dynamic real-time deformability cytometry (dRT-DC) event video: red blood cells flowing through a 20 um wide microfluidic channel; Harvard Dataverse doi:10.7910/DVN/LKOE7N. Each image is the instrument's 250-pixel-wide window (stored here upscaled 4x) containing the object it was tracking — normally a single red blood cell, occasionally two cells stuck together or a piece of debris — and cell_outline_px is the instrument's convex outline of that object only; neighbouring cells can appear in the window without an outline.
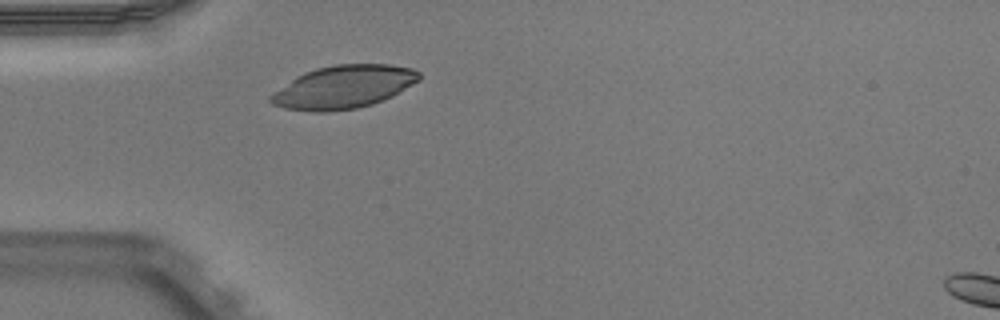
{"species": "Egyptian fruit bat (a non-hibernating species)", "species_latin": "Rousettus aegyptiacus", "temperature_condition": "warm", "stored_images_in_passage": 37, "camera_frame_rate_fps": 3000, "um_per_image_px": 0.085, "animal": {"sex": "male"}, "frame": {"image": 1, "passage_image": 1, "time_ms": 0.0, "image_size_px": [1000, 320], "cell_outline_px": [[420, 80], [392, 96], [384, 100], [372, 104], [356, 108], [328, 112], [312, 112], [284, 108], [272, 104], [268, 100], [268, 96], [296, 76], [304, 72], [316, 68], [336, 64], [388, 64], [412, 68], [420, 72]], "centroid_in_image_um": [29.19, 7.39], "position_along_channel_um": 55.8, "area_um2": 37.34}}
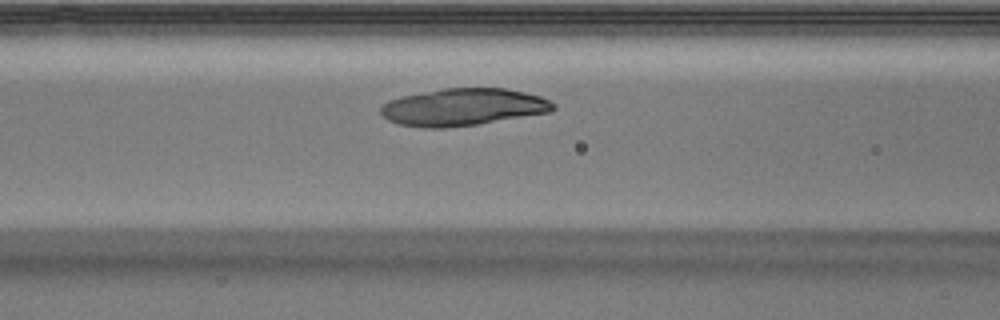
{"frame": {"image": 2, "passage_image": 7, "time_ms": 2.0, "image_size_px": [1000, 320], "cell_outline_px": [[556, 108], [552, 112], [476, 124], [444, 128], [424, 128], [400, 124], [388, 120], [380, 112], [380, 108], [388, 100], [404, 96], [444, 88], [504, 88], [524, 92], [540, 96], [556, 104]], "centroid_in_image_um": [39.39, 9.1], "position_along_channel_um": 127.2, "area_um2": 37.22}}